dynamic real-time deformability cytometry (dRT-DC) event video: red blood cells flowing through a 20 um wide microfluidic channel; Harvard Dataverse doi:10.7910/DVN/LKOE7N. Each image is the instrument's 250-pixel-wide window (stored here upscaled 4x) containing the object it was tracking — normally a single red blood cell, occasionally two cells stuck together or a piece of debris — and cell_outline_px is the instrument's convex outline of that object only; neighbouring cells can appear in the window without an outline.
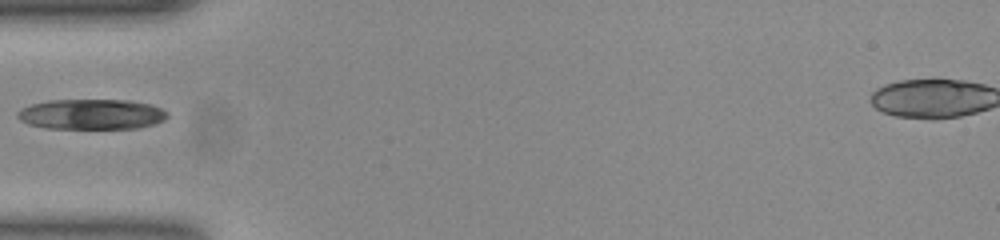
{"species": "common noctule bat (a hibernating species)", "species_latin": "Nyctalus noctula", "temperature_condition": "room temperature", "stored_images_in_passage": 26, "camera_frame_rate_fps": 3000, "um_per_image_px": 0.085, "animal": {"sex": "female", "body_mass_g": 23.0, "forearm_length_mm": 53.4}, "frame": {"image": 1, "passage_image": 1, "time_ms": 0.0, "image_size_px": [1000, 240], "cell_outline_px": [[168, 116], [164, 120], [152, 124], [136, 128], [48, 128], [32, 124], [20, 120], [16, 116], [16, 112], [20, 108], [32, 104], [48, 100], [132, 100], [152, 104], [168, 112]], "centroid_in_image_um": [7.79, 9.69], "position_along_channel_um": 77.2, "area_um2": 26.41}}